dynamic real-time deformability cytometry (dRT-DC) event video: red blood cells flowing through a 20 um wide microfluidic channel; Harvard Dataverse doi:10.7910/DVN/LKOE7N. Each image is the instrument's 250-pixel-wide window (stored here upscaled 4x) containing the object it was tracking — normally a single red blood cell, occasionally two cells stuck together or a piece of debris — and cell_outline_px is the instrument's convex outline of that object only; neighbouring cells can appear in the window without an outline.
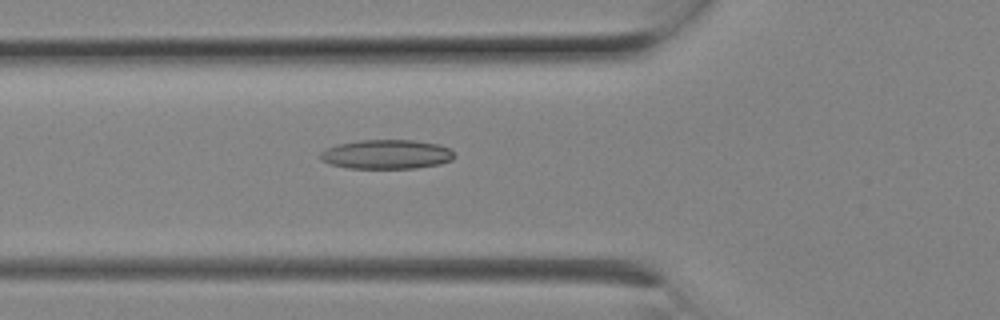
{"species": "Egyptian fruit bat (a non-hibernating species)", "species_latin": "Rousettus aegyptiacus", "temperature_condition": "room temperature", "stored_images_in_passage": 5, "camera_frame_rate_fps": 3000, "um_per_image_px": 0.085, "animal": {"sex": "female"}, "frame": {"image": 1, "passage_image": 5, "time_ms": 1.333, "image_size_px": [1000, 320], "cell_outline_px": [[456, 156], [452, 160], [440, 164], [416, 168], [348, 168], [332, 164], [320, 160], [320, 152], [336, 144], [360, 140], [412, 140], [440, 144], [456, 152]], "centroid_in_image_um": [32.9, 13.11], "position_along_channel_um": 92.9, "area_um2": 23.0}}